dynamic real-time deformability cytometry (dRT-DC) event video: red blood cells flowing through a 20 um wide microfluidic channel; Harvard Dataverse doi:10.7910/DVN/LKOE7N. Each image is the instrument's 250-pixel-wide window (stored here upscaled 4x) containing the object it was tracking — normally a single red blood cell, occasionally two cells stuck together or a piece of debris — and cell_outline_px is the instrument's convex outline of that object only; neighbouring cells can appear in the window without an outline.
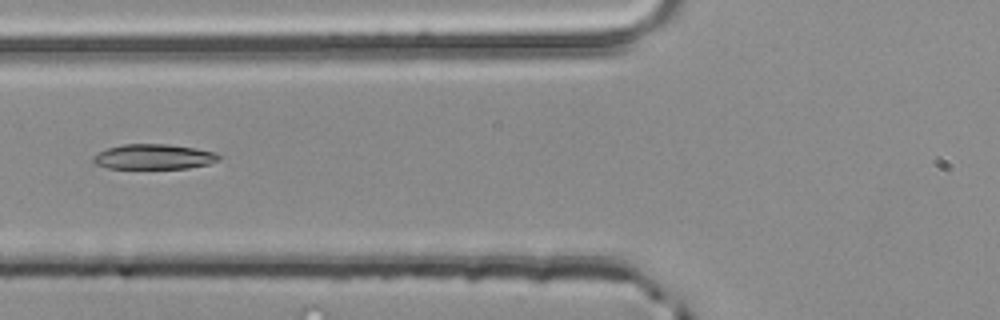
{"species": "common noctule bat (a hibernating species)", "species_latin": "Nyctalus noctula", "temperature_condition": "room temperature", "stored_images_in_passage": 36, "camera_frame_rate_fps": 3000, "um_per_image_px": 0.085, "animal": {"sex": "male", "body_mass_g": 20.4}, "frame": {"image": 1, "passage_image": 5, "time_ms": 1.333, "image_size_px": [1000, 320], "cell_outline_px": [[220, 160], [208, 164], [188, 168], [108, 168], [96, 164], [92, 160], [92, 156], [108, 148], [124, 144], [168, 144], [196, 148], [216, 152], [220, 156]], "centroid_in_image_um": [13.1, 13.32], "position_along_channel_um": 112.7, "area_um2": 18.32}}
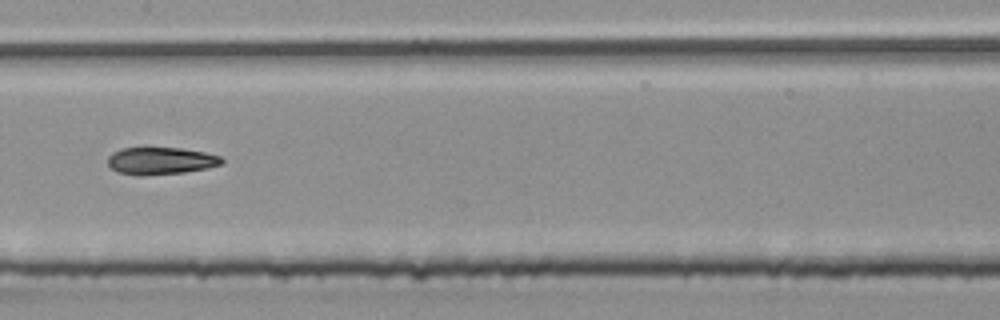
{"frame": {"image": 2, "passage_image": 11, "time_ms": 3.333, "image_size_px": [1000, 320], "cell_outline_px": [[224, 160], [220, 164], [208, 168], [184, 172], [140, 176], [116, 172], [108, 164], [108, 156], [112, 152], [120, 148], [180, 148], [204, 152], [220, 156]], "centroid_in_image_um": [13.63, 13.67], "position_along_channel_um": 193.8, "area_um2": 18.09}}
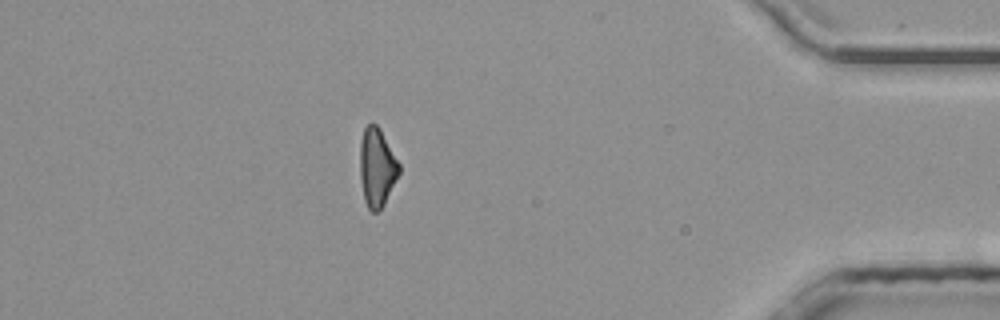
{"frame": {"image": 3, "passage_image": 30, "time_ms": 9.667, "image_size_px": [1000, 320], "cell_outline_px": [[400, 172], [380, 212], [372, 212], [368, 208], [364, 200], [360, 180], [360, 144], [364, 128], [368, 124], [376, 124], [380, 128], [400, 164]], "centroid_in_image_um": [32.03, 14.25], "position_along_channel_um": 403.2, "area_um2": 17.98}, "authors_computed_cell_mechanics": {"area_um2": 18.4382, "velocity_mm_per_s": 4.0277, "shape_relaxation_time_tau1_ms": 7.7112, "shape_relaxation_time_tau2_ms": 6.6285, "deformation_change_tau1": 0.2166, "deformation_change_tau2": 0.145}}